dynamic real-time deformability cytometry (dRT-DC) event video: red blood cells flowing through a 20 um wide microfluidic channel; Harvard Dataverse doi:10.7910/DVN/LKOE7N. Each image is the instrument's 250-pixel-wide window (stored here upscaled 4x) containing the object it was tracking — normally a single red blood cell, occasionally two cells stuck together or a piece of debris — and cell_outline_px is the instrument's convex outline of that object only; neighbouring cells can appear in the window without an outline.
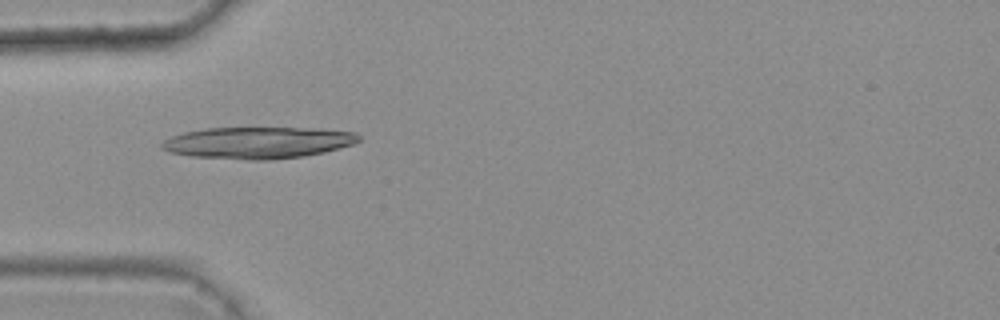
{"species": "common noctule bat (a hibernating species)", "species_latin": "Nyctalus noctula", "temperature_condition": "warm", "stored_images_in_passage": 6, "camera_frame_rate_fps": 3000, "um_per_image_px": 0.085, "animal": {"sex": "female", "body_mass_g": 25.1}, "frame": {"image": 1, "passage_image": 5, "time_ms": 1.333, "image_size_px": [1000, 320], "cell_outline_px": [[360, 140], [352, 144], [324, 152], [304, 156], [268, 160], [248, 160], [192, 156], [172, 152], [160, 148], [160, 144], [164, 140], [172, 136], [184, 132], [204, 128], [320, 128], [356, 132], [360, 136]], "centroid_in_image_um": [21.93, 12.12], "position_along_channel_um": 63.1, "area_um2": 36.36}}
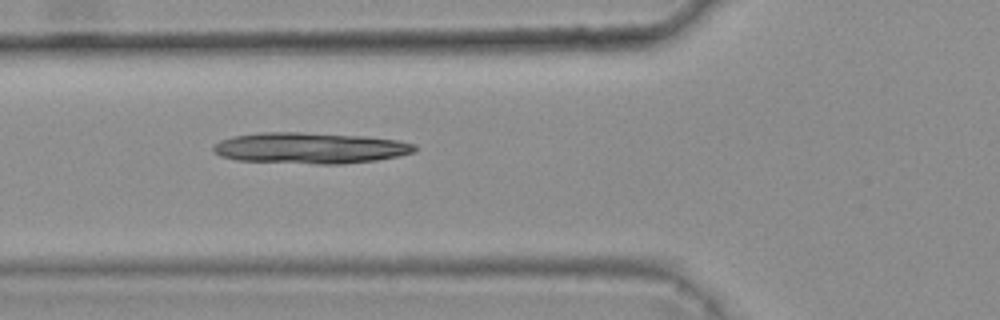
{"frame": {"image": 2, "passage_image": 6, "time_ms": 1.667, "image_size_px": [1000, 320], "cell_outline_px": [[416, 148], [412, 152], [400, 156], [376, 160], [340, 164], [316, 164], [236, 160], [220, 156], [212, 152], [212, 148], [220, 140], [232, 136], [260, 132], [300, 132], [364, 136], [400, 140], [416, 144]], "centroid_in_image_um": [26.34, 12.58], "position_along_channel_um": 99.5, "area_um2": 36.65}}